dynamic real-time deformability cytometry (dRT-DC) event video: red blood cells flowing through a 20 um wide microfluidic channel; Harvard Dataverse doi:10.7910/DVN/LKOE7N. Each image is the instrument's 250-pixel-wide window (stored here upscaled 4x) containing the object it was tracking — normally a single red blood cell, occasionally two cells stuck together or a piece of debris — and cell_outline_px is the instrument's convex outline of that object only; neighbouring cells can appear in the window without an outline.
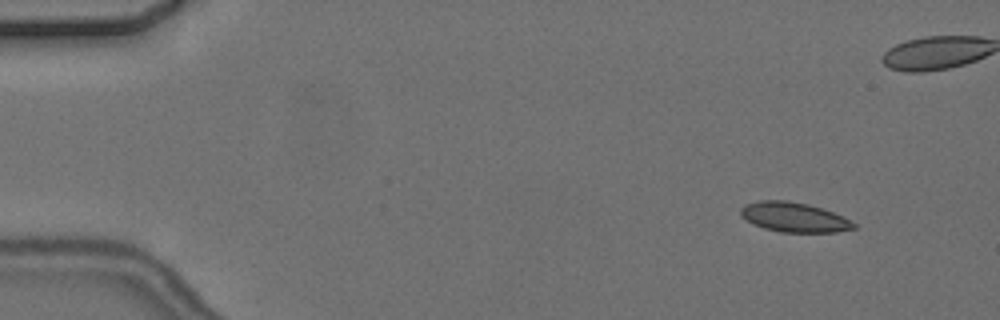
{"species": "common noctule bat (a hibernating species)", "species_latin": "Nyctalus noctula", "temperature_condition": "cold", "stored_images_in_passage": 7, "camera_frame_rate_fps": 3000, "um_per_image_px": 0.085, "animal": {"sex": "female", "body_mass_g": 24.6, "forearm_length_mm": 56.2}, "frame": {"image": 1, "passage_image": 1, "time_ms": 0.0, "image_size_px": [1000, 320], "cell_outline_px": [[856, 228], [836, 232], [780, 232], [764, 228], [752, 224], [740, 216], [740, 208], [744, 204], [760, 200], [788, 200], [808, 204], [832, 212], [856, 224]], "centroid_in_image_um": [67.42, 18.46], "position_along_channel_um": 17.6, "area_um2": 19.54}}
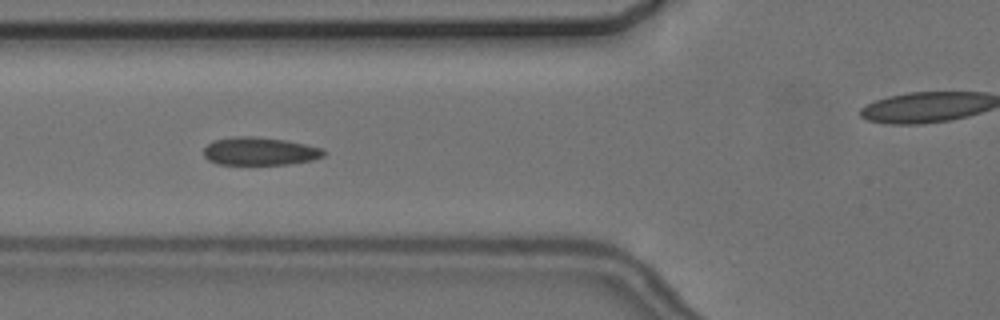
{"frame": {"image": 2, "passage_image": 5, "time_ms": 5.333, "image_size_px": [1000, 320], "cell_outline_px": [[328, 152], [324, 156], [312, 160], [288, 164], [220, 164], [208, 160], [204, 156], [204, 148], [212, 140], [236, 136], [256, 136], [288, 140], [324, 148]], "centroid_in_image_um": [22.12, 12.84], "position_along_channel_um": 103.7, "area_um2": 19.83}}
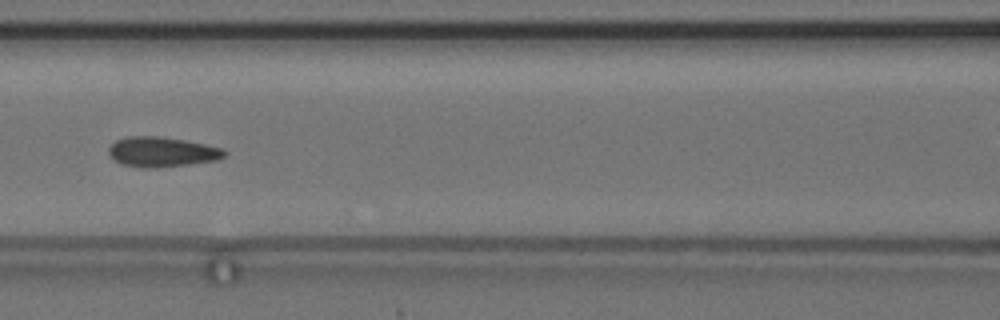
{"frame": {"image": 3, "passage_image": 6, "time_ms": 6.667, "image_size_px": [1000, 320], "cell_outline_px": [[228, 152], [224, 156], [216, 160], [188, 164], [152, 168], [144, 168], [120, 164], [108, 152], [108, 148], [116, 140], [124, 136], [160, 136], [184, 140], [224, 148]], "centroid_in_image_um": [13.75, 12.9], "position_along_channel_um": 152.8, "area_um2": 20.17}}